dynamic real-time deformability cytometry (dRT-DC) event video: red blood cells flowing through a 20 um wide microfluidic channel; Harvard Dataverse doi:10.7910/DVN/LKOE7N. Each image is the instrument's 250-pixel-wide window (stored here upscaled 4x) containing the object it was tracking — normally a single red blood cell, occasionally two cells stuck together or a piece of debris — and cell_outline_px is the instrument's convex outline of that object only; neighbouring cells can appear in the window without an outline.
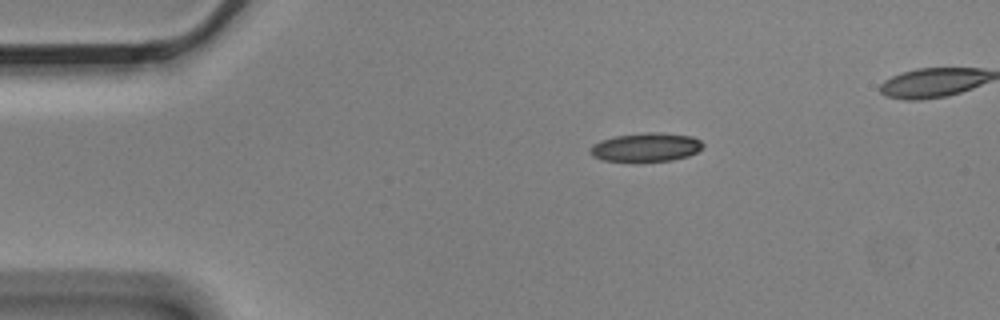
{"species": "Egyptian fruit bat (a non-hibernating species)", "species_latin": "Rousettus aegyptiacus", "temperature_condition": "cold", "stored_images_in_passage": 3, "camera_frame_rate_fps": 3000, "um_per_image_px": 0.085, "animal": {"sex": "male"}, "frame": {"image": 1, "passage_image": 1, "time_ms": 0.0, "image_size_px": [1000, 320], "cell_outline_px": [[704, 148], [688, 156], [672, 160], [632, 164], [604, 160], [592, 156], [592, 144], [600, 140], [616, 136], [640, 132], [656, 132], [692, 136], [700, 140], [704, 144]], "centroid_in_image_um": [54.91, 12.55], "position_along_channel_um": 30.1, "area_um2": 19.54}}